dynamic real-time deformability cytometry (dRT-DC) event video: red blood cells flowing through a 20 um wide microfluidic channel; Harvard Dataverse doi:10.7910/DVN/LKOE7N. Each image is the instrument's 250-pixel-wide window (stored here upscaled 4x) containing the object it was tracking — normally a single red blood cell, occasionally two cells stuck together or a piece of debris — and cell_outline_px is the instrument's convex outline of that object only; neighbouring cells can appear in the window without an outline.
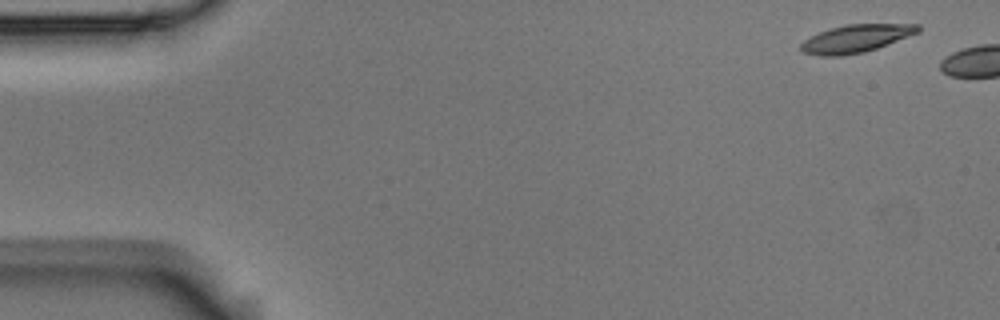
{"species": "Egyptian fruit bat (a non-hibernating species)", "species_latin": "Rousettus aegyptiacus", "temperature_condition": "room temperature", "stored_images_in_passage": 2, "camera_frame_rate_fps": 3000, "um_per_image_px": 0.085, "animal": {"sex": "male"}, "frame": {"image": 1, "passage_image": 1, "time_ms": 0.0, "image_size_px": [1000, 320], "cell_outline_px": [[920, 32], [876, 48], [864, 52], [840, 56], [820, 56], [804, 52], [800, 48], [800, 44], [804, 40], [820, 32], [844, 24], [920, 24]], "centroid_in_image_um": [72.76, 3.27], "position_along_channel_um": 12.2, "area_um2": 18.79}}